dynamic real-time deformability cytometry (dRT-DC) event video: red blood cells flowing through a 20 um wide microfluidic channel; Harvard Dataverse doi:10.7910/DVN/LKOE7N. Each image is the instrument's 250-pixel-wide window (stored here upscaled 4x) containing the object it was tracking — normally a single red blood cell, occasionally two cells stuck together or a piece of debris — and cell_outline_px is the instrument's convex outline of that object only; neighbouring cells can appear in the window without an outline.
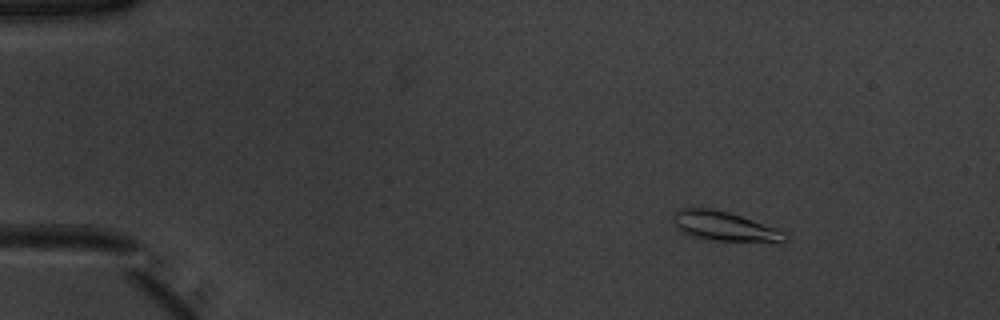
{"species": "common noctule bat (a hibernating species)", "species_latin": "Nyctalus noctula", "temperature_condition": "warm", "stored_images_in_passage": 47, "camera_frame_rate_fps": 3000, "um_per_image_px": 0.085, "animal": {"sex": "male", "body_mass_g": 20.1, "forearm_length_mm": 53.5}, "frame": {"image": 1, "passage_image": 2, "time_ms": 0.333, "image_size_px": [1000, 320], "cell_outline_px": [[788, 240], [780, 244], [712, 240], [696, 236], [684, 232], [672, 220], [672, 216], [680, 208], [708, 208], [728, 212], [788, 232]], "centroid_in_image_um": [61.73, 19.27], "position_along_channel_um": 23.3, "area_um2": 19.36}}
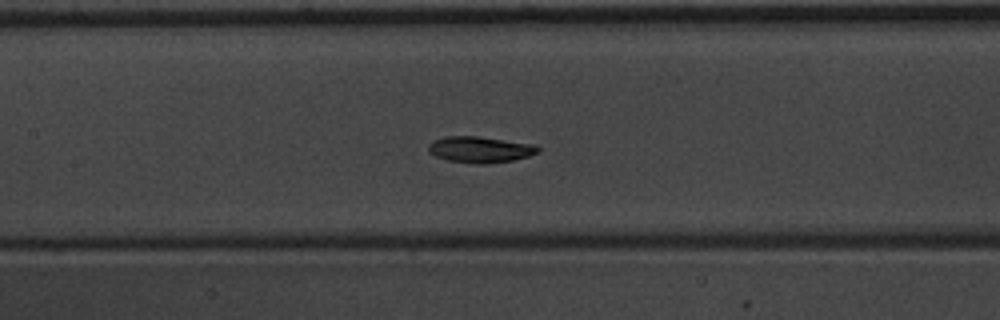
{"frame": {"image": 2, "passage_image": 20, "time_ms": 6.333, "image_size_px": [1000, 320], "cell_outline_px": [[540, 152], [528, 156], [512, 160], [488, 164], [476, 164], [448, 160], [436, 156], [428, 152], [428, 144], [432, 140], [444, 136], [476, 136], [536, 144], [540, 148]], "centroid_in_image_um": [40.81, 12.7], "position_along_channel_um": 166.6, "area_um2": 16.88}}
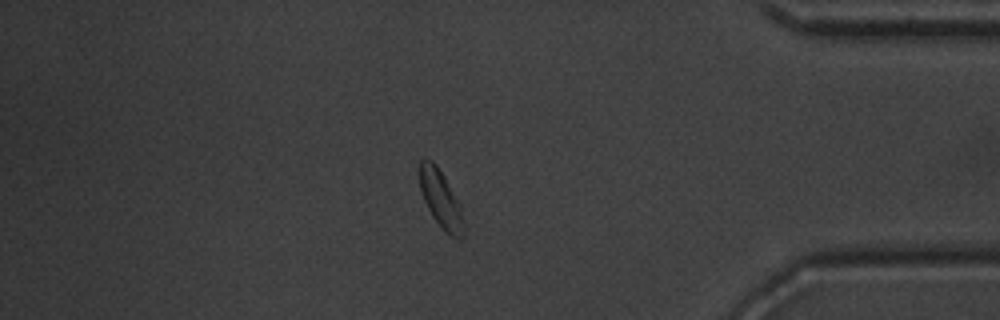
{"frame": {"image": 3, "passage_image": 40, "time_ms": 13.0, "image_size_px": [1000, 320], "cell_outline_px": [[464, 236], [460, 240], [456, 240], [448, 236], [444, 232], [432, 216], [424, 200], [420, 188], [420, 160], [424, 156], [432, 160], [436, 164], [444, 176], [460, 204], [464, 224]], "centroid_in_image_um": [37.49, 16.97], "position_along_channel_um": 397.7, "area_um2": 15.03}, "authors_computed_cell_mechanics": {"area_um2": 16.3574, "velocity_mm_per_s": 3.8904, "shape_relaxation_time_tau1_ms": 3.7202, "shape_relaxation_time_tau2_ms": 7.4743, "deformation_change_tau1": 0.1182, "deformation_change_tau2": 0.1048}}